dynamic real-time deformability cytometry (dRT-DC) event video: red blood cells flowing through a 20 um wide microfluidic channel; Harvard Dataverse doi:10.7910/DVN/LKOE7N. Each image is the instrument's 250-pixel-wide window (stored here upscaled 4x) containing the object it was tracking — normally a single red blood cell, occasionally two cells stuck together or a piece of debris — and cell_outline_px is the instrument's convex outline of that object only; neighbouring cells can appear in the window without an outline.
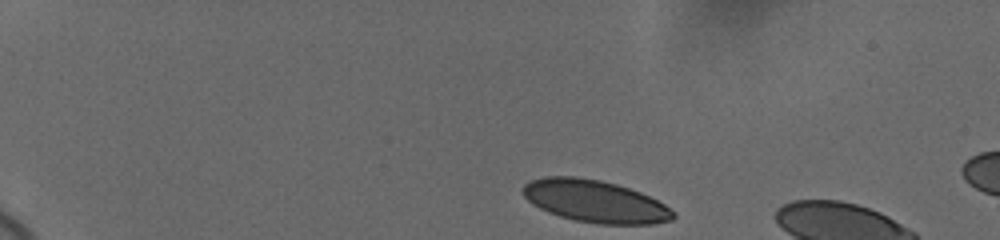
{"species": "human", "species_latin": "Homo sapiens", "temperature_condition": "cold", "stored_images_in_passage": 6, "camera_frame_rate_fps": 3000, "um_per_image_px": 0.085, "donor": {"sex": "female"}, "frame": {"image": 1, "passage_image": 1, "time_ms": 0.0, "image_size_px": [1000, 240], "cell_outline_px": [[676, 216], [672, 220], [652, 224], [600, 224], [576, 220], [560, 216], [548, 212], [532, 204], [524, 196], [524, 184], [532, 180], [544, 176], [576, 176], [600, 180], [616, 184], [640, 192], [664, 204], [676, 212]], "centroid_in_image_um": [50.59, 17.11], "position_along_channel_um": 34.4, "area_um2": 36.88}}